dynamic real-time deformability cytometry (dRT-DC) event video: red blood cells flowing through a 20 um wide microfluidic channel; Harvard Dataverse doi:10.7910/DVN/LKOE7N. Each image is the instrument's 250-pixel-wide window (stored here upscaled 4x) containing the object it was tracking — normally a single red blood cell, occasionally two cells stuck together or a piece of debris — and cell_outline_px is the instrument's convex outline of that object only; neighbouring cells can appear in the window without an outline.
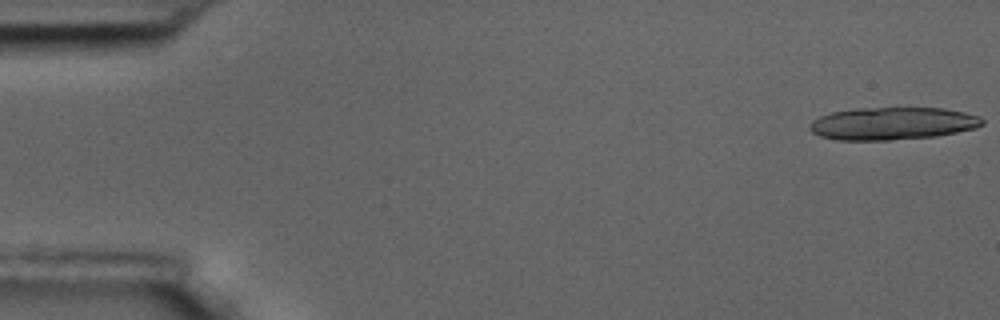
{"species": "common noctule bat (a hibernating species)", "species_latin": "Nyctalus noctula", "temperature_condition": "room temperature", "stored_images_in_passage": 9, "camera_frame_rate_fps": 3000, "um_per_image_px": 0.085, "animal": {"sex": "male", "body_mass_g": 17.5, "forearm_length_mm": 52.3}, "frame": {"image": 1, "passage_image": 1, "time_ms": 0.0, "image_size_px": [1000, 320], "cell_outline_px": [[984, 124], [976, 128], [936, 136], [892, 140], [836, 140], [820, 136], [812, 132], [808, 128], [808, 124], [812, 120], [820, 116], [832, 112], [856, 108], [944, 108], [964, 112], [980, 116], [984, 120]], "centroid_in_image_um": [75.85, 10.5], "position_along_channel_um": 9.1, "area_um2": 32.95}}
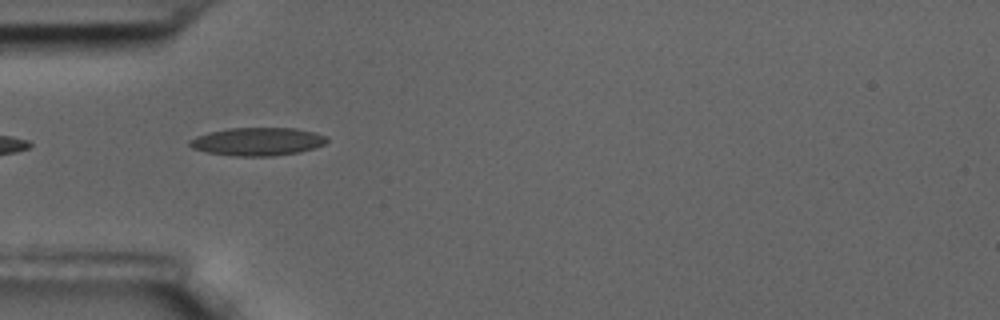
{"frame": {"image": 2, "passage_image": 6, "time_ms": 1.667, "image_size_px": [1000, 320], "cell_outline_px": [[328, 140], [324, 144], [300, 152], [272, 156], [236, 156], [208, 152], [192, 148], [188, 144], [188, 140], [196, 136], [208, 132], [228, 128], [296, 128], [316, 132], [328, 136]], "centroid_in_image_um": [21.89, 12.02], "position_along_channel_um": 63.1, "area_um2": 22.54}}
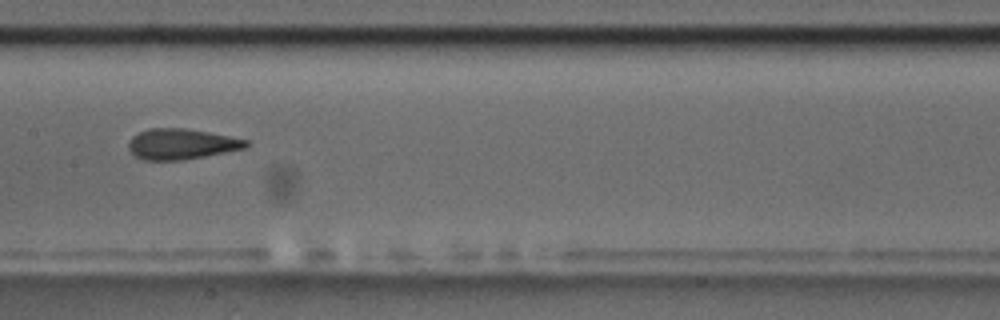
{"frame": {"image": 3, "passage_image": 9, "time_ms": 2.667, "image_size_px": [1000, 320], "cell_outline_px": [[248, 144], [244, 148], [204, 156], [180, 160], [144, 160], [136, 156], [128, 148], [128, 144], [132, 136], [148, 128], [184, 128], [208, 132], [248, 140]], "centroid_in_image_um": [15.38, 12.24], "position_along_channel_um": 192.0, "area_um2": 20.63}}